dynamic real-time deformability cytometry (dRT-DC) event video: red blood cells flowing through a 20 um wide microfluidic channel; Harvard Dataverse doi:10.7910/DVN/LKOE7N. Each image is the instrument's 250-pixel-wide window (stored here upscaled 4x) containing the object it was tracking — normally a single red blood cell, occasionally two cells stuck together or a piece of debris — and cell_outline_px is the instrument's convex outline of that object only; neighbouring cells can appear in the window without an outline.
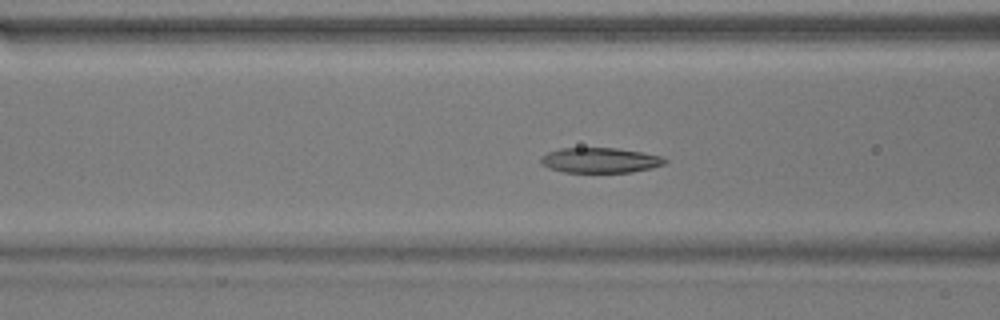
{"species": "common noctule bat (a hibernating species)", "species_latin": "Nyctalus noctula", "temperature_condition": "warm", "stored_images_in_passage": 55, "camera_frame_rate_fps": 3000, "um_per_image_px": 0.085, "animal": {"sex": "male", "body_mass_g": 17.9}, "frame": {"image": 1, "passage_image": 22, "time_ms": 7.0, "image_size_px": [1000, 320], "cell_outline_px": [[668, 160], [664, 164], [652, 168], [632, 172], [564, 172], [548, 168], [540, 164], [540, 156], [548, 152], [560, 148], [616, 148], [640, 152], [660, 156]], "centroid_in_image_um": [50.96, 13.62], "position_along_channel_um": 115.6, "area_um2": 18.21}}
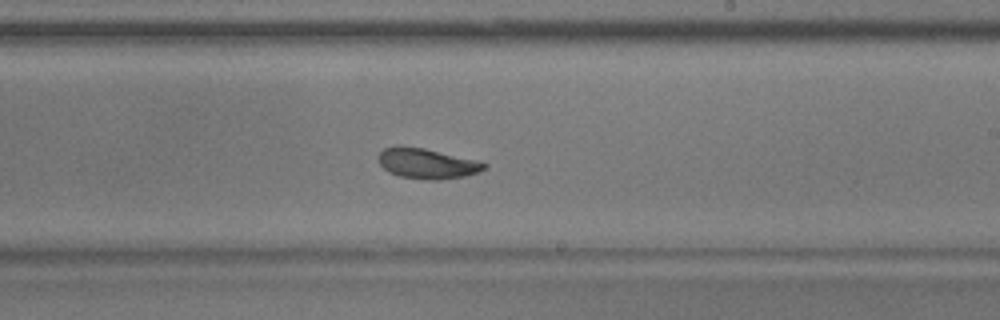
{"frame": {"image": 2, "passage_image": 33, "time_ms": 10.667, "image_size_px": [1000, 320], "cell_outline_px": [[488, 164], [480, 172], [464, 176], [440, 180], [432, 180], [400, 176], [388, 172], [380, 164], [376, 156], [384, 148], [396, 144], [400, 144], [424, 148], [480, 160]], "centroid_in_image_um": [36.28, 13.87], "position_along_channel_um": 252.7, "area_um2": 19.07}}
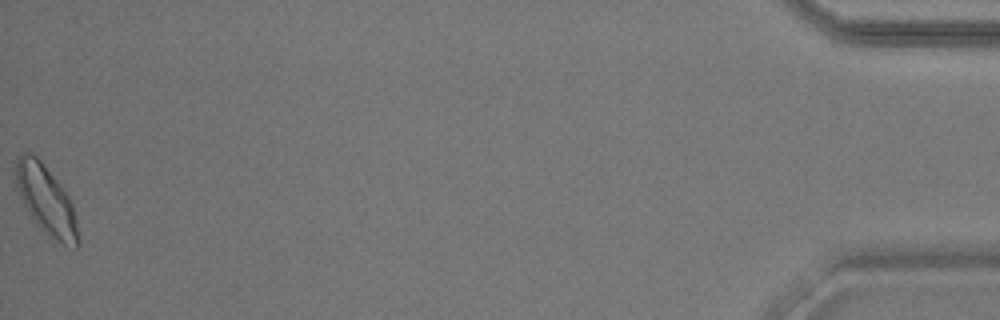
{"frame": {"image": 3, "passage_image": 55, "time_ms": 18.0, "image_size_px": [1000, 320], "cell_outline_px": [[80, 244], [76, 248], [64, 244], [48, 236], [32, 220], [20, 196], [16, 184], [16, 160], [24, 152], [28, 152], [36, 156], [44, 164], [68, 196], [72, 204], [76, 220], [80, 240]], "centroid_in_image_um": [3.93, 17.05], "position_along_channel_um": 431.3, "area_um2": 24.74}, "authors_computed_cell_mechanics": {"area_um2": 19.5942, "velocity_mm_per_s": 3.7429, "shape_relaxation_time_tau1_ms": 5.3144, "shape_relaxation_time_tau2_ms": 5.0132, "deformation_change_tau1": 0.1866, "deformation_change_tau2": 0.1329}}